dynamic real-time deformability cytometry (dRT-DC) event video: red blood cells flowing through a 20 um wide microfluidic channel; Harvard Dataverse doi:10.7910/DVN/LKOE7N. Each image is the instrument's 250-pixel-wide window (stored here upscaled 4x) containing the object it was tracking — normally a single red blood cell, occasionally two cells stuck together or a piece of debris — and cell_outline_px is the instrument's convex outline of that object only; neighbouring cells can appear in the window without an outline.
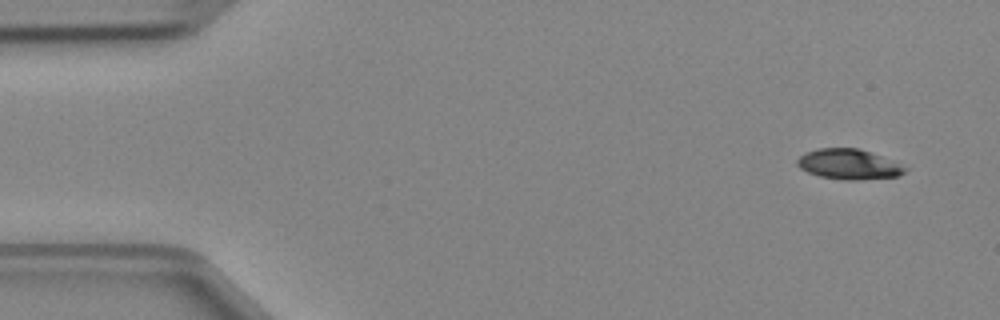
{"species": "Egyptian fruit bat (a non-hibernating species)", "species_latin": "Rousettus aegyptiacus", "temperature_condition": "cold", "stored_images_in_passage": 6, "camera_frame_rate_fps": 3000, "um_per_image_px": 0.085, "animal": {"sex": "female"}, "frame": {"image": 1, "passage_image": 1, "time_ms": 0.0, "image_size_px": [1000, 320], "cell_outline_px": [[908, 168], [904, 172], [896, 176], [856, 180], [844, 180], [820, 176], [808, 172], [800, 168], [796, 164], [796, 160], [804, 152], [816, 148], [860, 148], [872, 152]], "centroid_in_image_um": [72.09, 13.94], "position_along_channel_um": 12.9, "area_um2": 18.9}}